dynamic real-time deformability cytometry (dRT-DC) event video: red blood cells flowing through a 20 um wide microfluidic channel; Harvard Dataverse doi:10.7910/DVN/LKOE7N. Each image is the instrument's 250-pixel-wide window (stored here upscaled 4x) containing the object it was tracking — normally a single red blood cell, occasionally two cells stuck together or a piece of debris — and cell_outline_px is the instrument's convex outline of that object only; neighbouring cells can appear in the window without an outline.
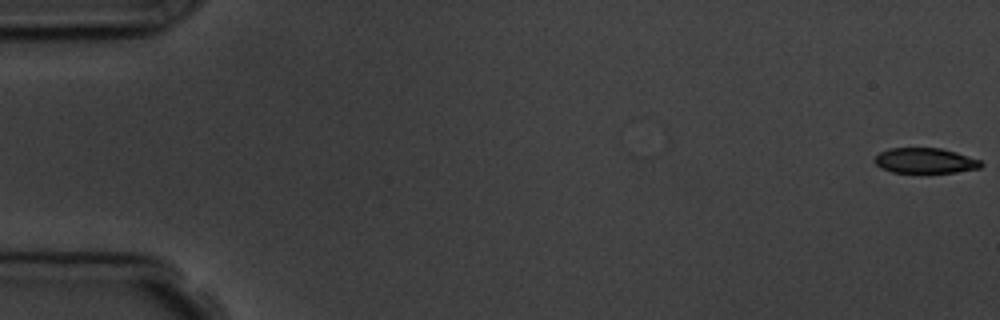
{"species": "common noctule bat (a hibernating species)", "species_latin": "Nyctalus noctula", "temperature_condition": "room temperature", "stored_images_in_passage": 5, "camera_frame_rate_fps": 3000, "um_per_image_px": 0.085, "animal": {"sex": "male", "body_mass_g": 19.5, "forearm_length_mm": 54.6}, "frame": {"image": 1, "passage_image": 1, "time_ms": 0.0, "image_size_px": [1000, 320], "cell_outline_px": [[984, 164], [980, 168], [956, 172], [892, 172], [880, 168], [872, 160], [880, 152], [888, 148], [940, 148], [956, 152], [980, 160]], "centroid_in_image_um": [78.62, 13.65], "position_along_channel_um": 6.4, "area_um2": 15.66}}
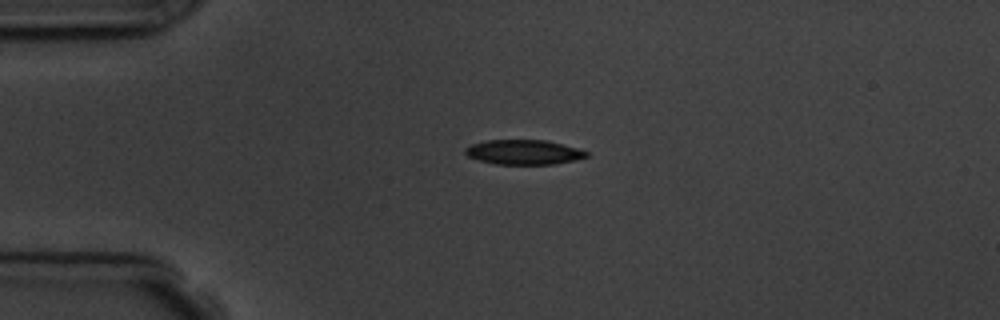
{"frame": {"image": 2, "passage_image": 5, "time_ms": 4.333, "image_size_px": [1000, 320], "cell_outline_px": [[588, 156], [576, 160], [552, 164], [496, 164], [480, 160], [468, 156], [464, 152], [464, 148], [472, 144], [488, 140], [544, 140], [576, 148], [588, 152]], "centroid_in_image_um": [44.49, 12.93], "position_along_channel_um": 40.5, "area_um2": 17.22}}